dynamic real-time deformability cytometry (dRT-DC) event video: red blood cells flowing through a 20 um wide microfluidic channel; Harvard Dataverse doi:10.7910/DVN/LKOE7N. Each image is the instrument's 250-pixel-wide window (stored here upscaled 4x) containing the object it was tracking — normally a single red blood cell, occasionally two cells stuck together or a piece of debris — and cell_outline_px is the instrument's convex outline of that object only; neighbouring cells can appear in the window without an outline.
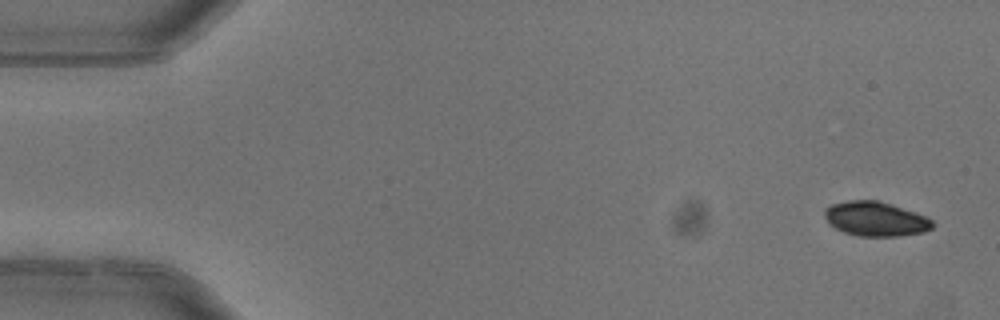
{"species": "common noctule bat (a hibernating species)", "species_latin": "Nyctalus noctula", "temperature_condition": "warm", "stored_images_in_passage": 7, "camera_frame_rate_fps": 3000, "um_per_image_px": 0.085, "animal": {"sex": "female"}, "frame": {"image": 1, "passage_image": 1, "time_ms": 0.0, "image_size_px": [1000, 320], "cell_outline_px": [[932, 228], [924, 232], [900, 236], [860, 236], [844, 232], [828, 224], [824, 216], [824, 208], [832, 204], [848, 200], [880, 200], [916, 212], [932, 220]], "centroid_in_image_um": [74.4, 18.6], "position_along_channel_um": 10.6, "area_um2": 21.79}}